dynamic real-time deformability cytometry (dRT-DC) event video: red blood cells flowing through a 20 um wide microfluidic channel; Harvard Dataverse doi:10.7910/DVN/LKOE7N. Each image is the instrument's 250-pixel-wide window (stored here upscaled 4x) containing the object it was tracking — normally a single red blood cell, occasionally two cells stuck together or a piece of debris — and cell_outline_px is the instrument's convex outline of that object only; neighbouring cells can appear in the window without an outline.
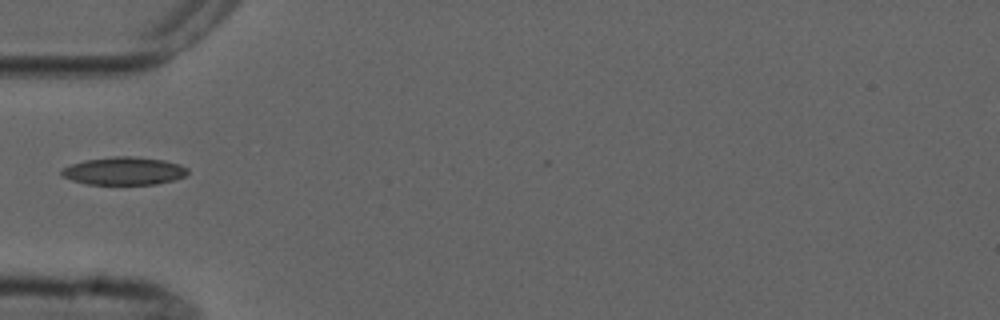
{"species": "common noctule bat (a hibernating species)", "species_latin": "Nyctalus noctula", "temperature_condition": "cold", "stored_images_in_passage": 3, "camera_frame_rate_fps": 3000, "um_per_image_px": 0.085, "animal": {"sex": "male", "forearm_length_mm": 52.5}, "frame": {"image": 1, "passage_image": 2, "time_ms": 1.333, "image_size_px": [1000, 320], "cell_outline_px": [[188, 172], [184, 176], [176, 180], [156, 184], [88, 184], [72, 180], [64, 176], [60, 172], [64, 168], [72, 164], [84, 160], [112, 156], [132, 156], [164, 160], [180, 164], [188, 168]], "centroid_in_image_um": [10.58, 14.52], "position_along_channel_um": 74.4, "area_um2": 20.46}}
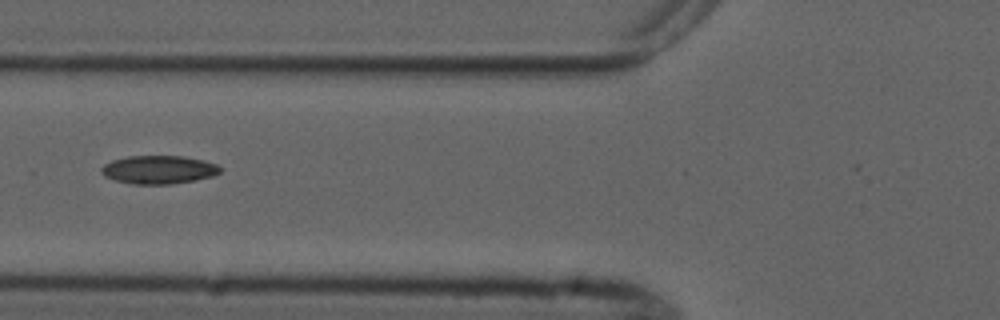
{"frame": {"image": 2, "passage_image": 3, "time_ms": 2.333, "image_size_px": [1000, 320], "cell_outline_px": [[220, 172], [212, 176], [196, 180], [172, 184], [136, 184], [116, 180], [104, 176], [100, 172], [100, 168], [104, 164], [112, 160], [128, 156], [184, 156], [204, 160], [216, 164], [220, 168]], "centroid_in_image_um": [13.48, 14.42], "position_along_channel_um": 112.3, "area_um2": 19.59}}